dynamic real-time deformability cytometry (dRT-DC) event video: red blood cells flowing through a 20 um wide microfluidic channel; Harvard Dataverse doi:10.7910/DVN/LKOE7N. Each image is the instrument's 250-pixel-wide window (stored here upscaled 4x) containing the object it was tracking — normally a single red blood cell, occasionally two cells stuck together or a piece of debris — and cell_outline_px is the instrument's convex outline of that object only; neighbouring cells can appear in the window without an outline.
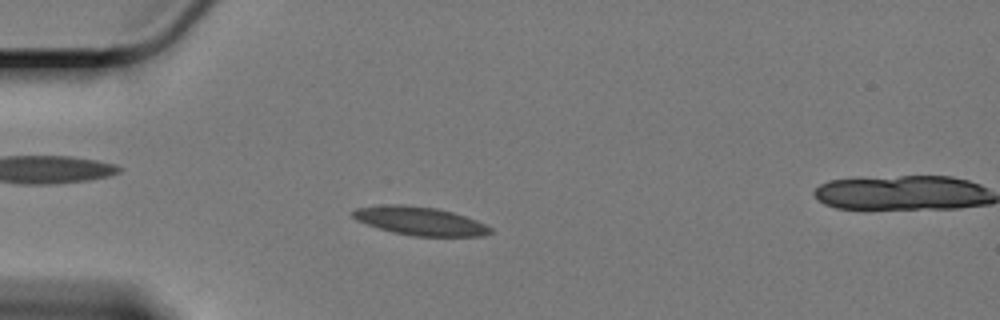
{"species": "Egyptian fruit bat (a non-hibernating species)", "species_latin": "Rousettus aegyptiacus", "temperature_condition": "cold", "stored_images_in_passage": 51, "camera_frame_rate_fps": 3000, "um_per_image_px": 0.085, "animal": {"sex": "female"}, "frame": {"image": 1, "passage_image": 15, "time_ms": 4.667, "image_size_px": [1000, 320], "cell_outline_px": [[492, 232], [484, 236], [412, 236], [392, 232], [356, 220], [348, 212], [356, 208], [388, 204], [400, 204], [436, 208], [452, 212], [476, 220], [492, 228]], "centroid_in_image_um": [35.67, 18.78], "position_along_channel_um": 49.3, "area_um2": 22.72}}
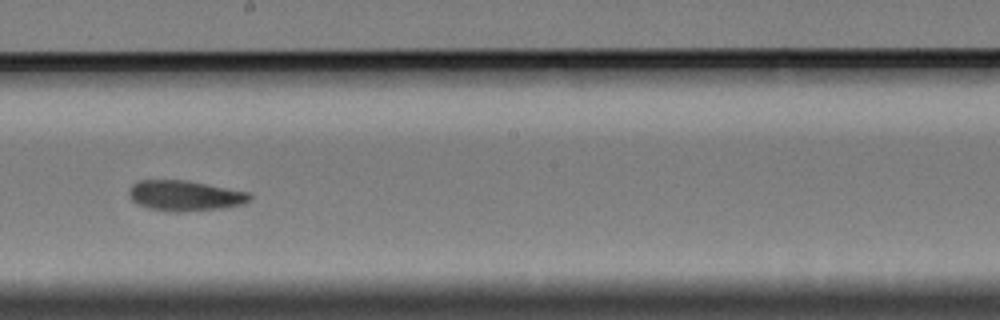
{"frame": {"image": 2, "passage_image": 33, "time_ms": 10.667, "image_size_px": [1000, 320], "cell_outline_px": [[252, 200], [244, 204], [220, 208], [176, 212], [168, 212], [148, 208], [132, 200], [128, 196], [128, 188], [132, 184], [140, 180], [188, 180], [248, 192], [252, 196]], "centroid_in_image_um": [15.7, 16.62], "position_along_channel_um": 232.5, "area_um2": 21.5}}
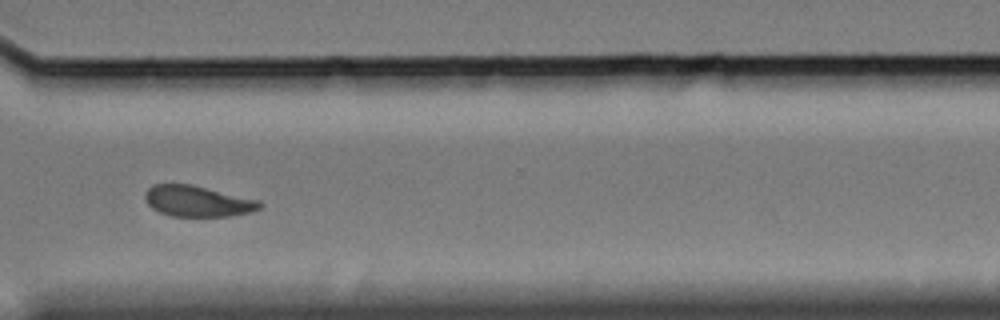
{"frame": {"image": 3, "passage_image": 44, "time_ms": 14.333, "image_size_px": [1000, 320], "cell_outline_px": [[264, 204], [260, 208], [252, 212], [232, 216], [172, 216], [160, 212], [152, 208], [148, 204], [144, 196], [144, 192], [152, 184], [188, 184], [260, 200]], "centroid_in_image_um": [16.8, 17.1], "position_along_channel_um": 353.8, "area_um2": 20.63}, "authors_computed_cell_mechanics": {"area_um2": 21.5016, "velocity_mm_per_s": 3.3119, "shape_relaxation_time_tau1_ms": null, "shape_relaxation_time_tau2_ms": 4.3361, "deformation_change_tau1": null, "deformation_change_tau2": 0.0966}}